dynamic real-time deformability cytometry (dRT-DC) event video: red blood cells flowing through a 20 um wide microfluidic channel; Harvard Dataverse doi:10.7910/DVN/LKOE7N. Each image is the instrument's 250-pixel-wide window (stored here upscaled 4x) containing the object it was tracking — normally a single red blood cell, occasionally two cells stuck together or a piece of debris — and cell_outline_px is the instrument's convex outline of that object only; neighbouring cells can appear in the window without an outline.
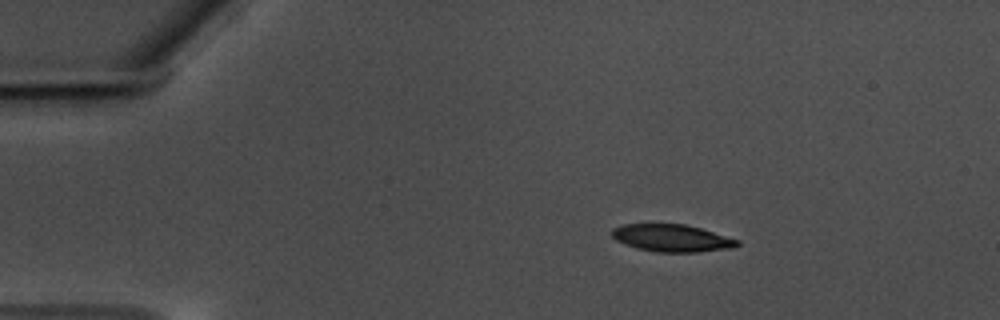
{"species": "common noctule bat (a hibernating species)", "species_latin": "Nyctalus noctula", "temperature_condition": "warm", "stored_images_in_passage": 50, "camera_frame_rate_fps": 3000, "um_per_image_px": 0.085, "animal": {"sex": "male", "body_mass_g": 17.5, "forearm_length_mm": 52.3}, "frame": {"image": 1, "passage_image": 1, "time_ms": 0.0, "image_size_px": [1000, 320], "cell_outline_px": [[740, 244], [732, 248], [696, 252], [656, 252], [636, 248], [616, 240], [612, 236], [612, 228], [624, 224], [684, 224], [700, 228], [740, 240]], "centroid_in_image_um": [57.11, 20.24], "position_along_channel_um": 27.9, "area_um2": 19.88}}
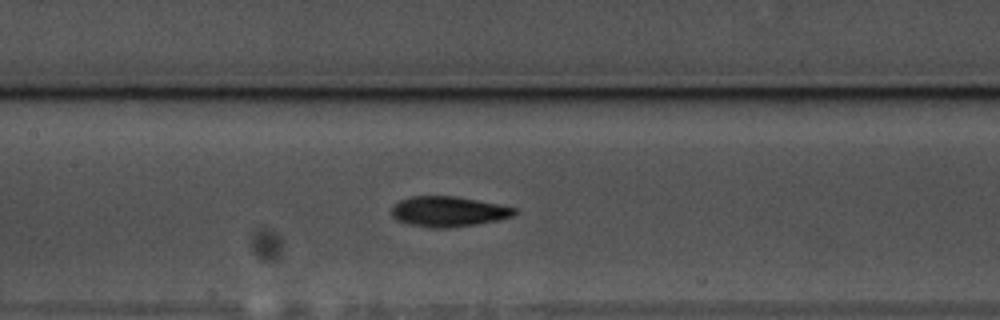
{"frame": {"image": 2, "passage_image": 19, "time_ms": 6.0, "image_size_px": [1000, 320], "cell_outline_px": [[516, 212], [512, 216], [480, 224], [452, 228], [428, 228], [408, 224], [396, 220], [392, 216], [392, 208], [400, 200], [412, 196], [456, 196], [516, 208]], "centroid_in_image_um": [38.08, 18.0], "position_along_channel_um": 169.3, "area_um2": 21.68}}
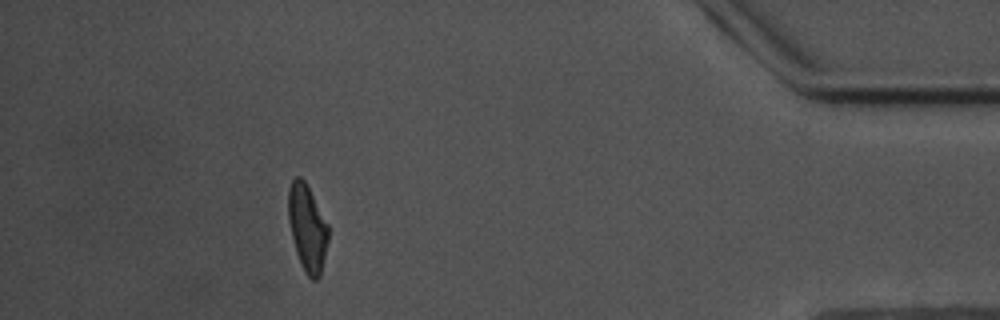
{"frame": {"image": 3, "passage_image": 44, "time_ms": 14.333, "image_size_px": [1000, 320], "cell_outline_px": [[328, 240], [320, 276], [316, 280], [312, 280], [304, 272], [296, 252], [288, 220], [288, 188], [292, 180], [296, 176], [300, 176], [304, 180], [328, 224]], "centroid_in_image_um": [26.11, 19.37], "position_along_channel_um": 409.1, "area_um2": 20.06}, "authors_computed_cell_mechanics": {"area_um2": 21.097, "velocity_mm_per_s": 3.4926, "shape_relaxation_time_tau1_ms": 4.3013, "shape_relaxation_time_tau2_ms": 4.3577, "deformation_change_tau1": 0.147, "deformation_change_tau2": 0.1071}}